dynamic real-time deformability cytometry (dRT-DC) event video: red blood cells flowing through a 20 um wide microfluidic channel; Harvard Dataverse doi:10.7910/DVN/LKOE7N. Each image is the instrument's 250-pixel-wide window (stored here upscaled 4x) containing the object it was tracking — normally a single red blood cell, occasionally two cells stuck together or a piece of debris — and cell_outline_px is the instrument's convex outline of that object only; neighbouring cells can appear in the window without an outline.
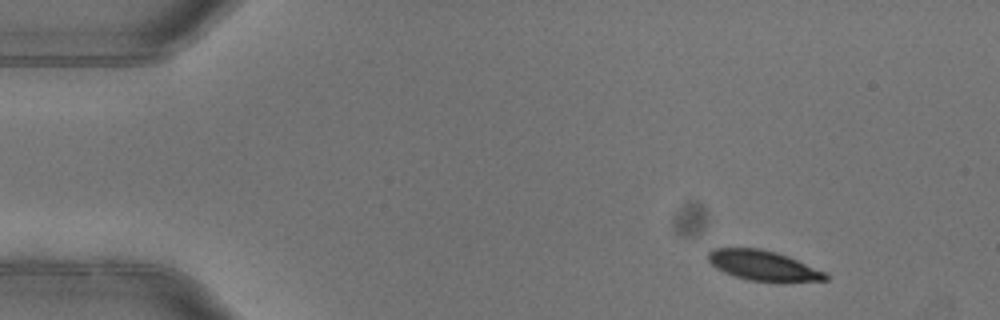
{"species": "common noctule bat (a hibernating species)", "species_latin": "Nyctalus noctula", "temperature_condition": "warm", "stored_images_in_passage": 3, "camera_frame_rate_fps": 3000, "um_per_image_px": 0.085, "animal": {"sex": "female"}, "frame": {"image": 1, "passage_image": 1, "time_ms": 0.0, "image_size_px": [1000, 320], "cell_outline_px": [[828, 280], [784, 284], [776, 284], [748, 280], [724, 272], [716, 268], [708, 260], [708, 252], [712, 248], [760, 248], [776, 252], [788, 256], [824, 272], [828, 276]], "centroid_in_image_um": [64.91, 22.61], "position_along_channel_um": 20.1, "area_um2": 21.1}}